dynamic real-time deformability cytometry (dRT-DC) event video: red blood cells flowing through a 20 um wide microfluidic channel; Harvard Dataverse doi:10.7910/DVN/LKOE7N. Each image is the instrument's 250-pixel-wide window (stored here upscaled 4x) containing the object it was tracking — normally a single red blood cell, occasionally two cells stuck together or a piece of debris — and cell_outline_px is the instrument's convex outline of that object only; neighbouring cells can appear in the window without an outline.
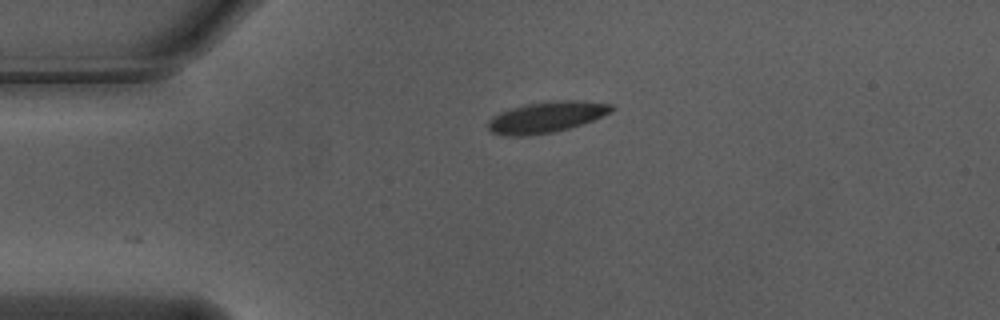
{"species": "Egyptian fruit bat (a non-hibernating species)", "species_latin": "Rousettus aegyptiacus", "temperature_condition": "warm", "stored_images_in_passage": 12, "camera_frame_rate_fps": 3000, "um_per_image_px": 0.085, "animal": {"sex": "male"}, "frame": {"image": 1, "passage_image": 1, "time_ms": 0.0, "image_size_px": [1000, 320], "cell_outline_px": [[616, 108], [612, 112], [592, 120], [568, 128], [552, 132], [520, 136], [508, 136], [492, 132], [488, 128], [488, 124], [492, 116], [500, 112], [524, 104], [544, 100], [576, 100], [612, 104]], "centroid_in_image_um": [46.45, 9.93], "position_along_channel_um": 38.5, "area_um2": 22.25}}
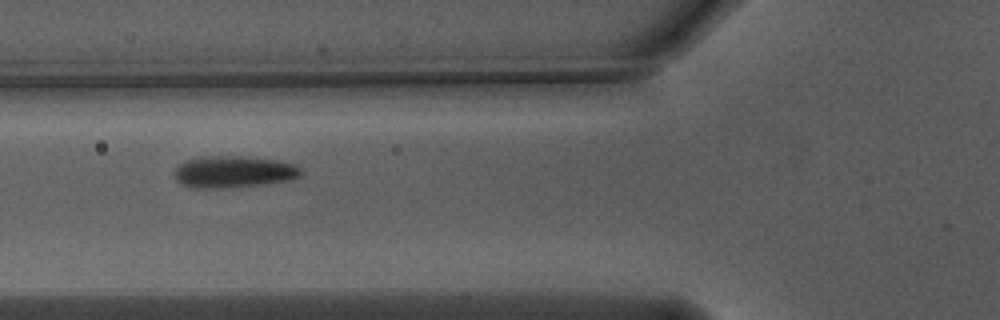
{"frame": {"image": 2, "passage_image": 9, "time_ms": 2.667, "image_size_px": [1000, 320], "cell_outline_px": [[304, 172], [300, 176], [292, 180], [264, 184], [220, 188], [188, 188], [180, 184], [172, 176], [172, 172], [184, 160], [200, 156], [240, 156], [280, 160], [296, 164]], "centroid_in_image_um": [19.83, 14.6], "position_along_channel_um": 106.0, "area_um2": 24.04}}
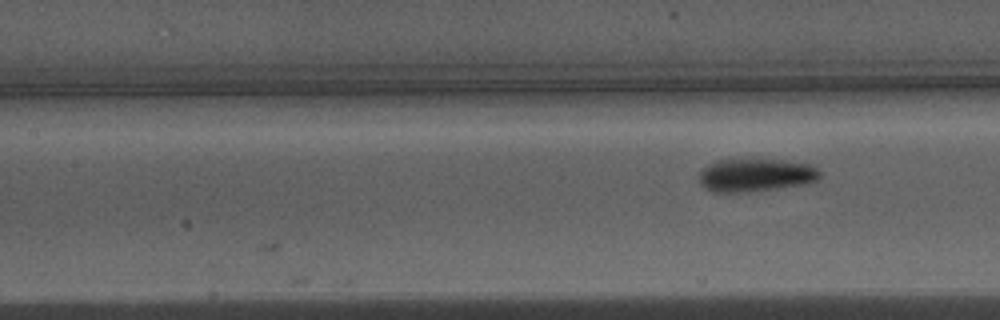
{"frame": {"image": 3, "passage_image": 12, "time_ms": 3.667, "image_size_px": [1000, 320], "cell_outline_px": [[820, 176], [816, 180], [800, 184], [776, 188], [748, 192], [712, 192], [704, 188], [700, 184], [696, 176], [708, 164], [716, 160], [780, 160], [812, 164], [820, 172]], "centroid_in_image_um": [64.16, 14.89], "position_along_channel_um": 143.2, "area_um2": 23.12}}